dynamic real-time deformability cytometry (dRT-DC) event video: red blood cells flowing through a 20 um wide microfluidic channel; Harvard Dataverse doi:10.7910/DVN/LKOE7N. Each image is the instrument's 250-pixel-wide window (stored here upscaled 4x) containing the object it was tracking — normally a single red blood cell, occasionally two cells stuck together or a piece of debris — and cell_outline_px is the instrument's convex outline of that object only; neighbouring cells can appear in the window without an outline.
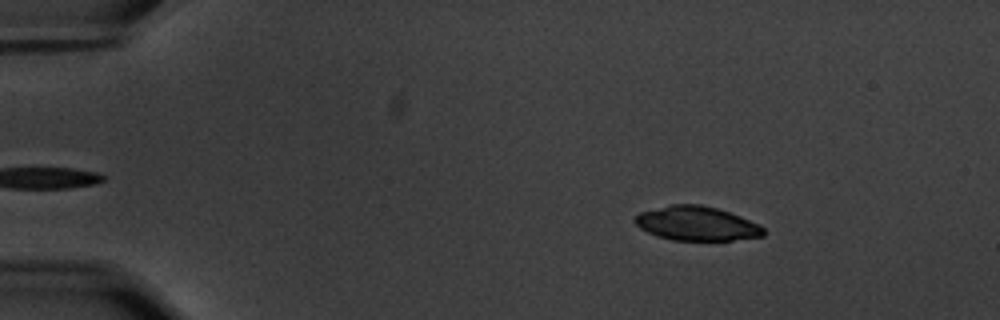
{"species": "common noctule bat (a hibernating species)", "species_latin": "Nyctalus noctula", "temperature_condition": "warm", "stored_images_in_passage": 52, "camera_frame_rate_fps": 3000, "um_per_image_px": 0.085, "animal": {"sex": "male", "body_mass_g": 20.1, "forearm_length_mm": 53.5}, "frame": {"image": 1, "passage_image": 3, "time_ms": 0.667, "image_size_px": [1000, 320], "cell_outline_px": [[768, 232], [764, 236], [732, 240], [672, 240], [656, 236], [640, 228], [632, 220], [640, 212], [672, 204], [700, 204], [716, 208], [740, 216], [764, 228]], "centroid_in_image_um": [59.21, 19.0], "position_along_channel_um": 25.8, "area_um2": 25.55}}
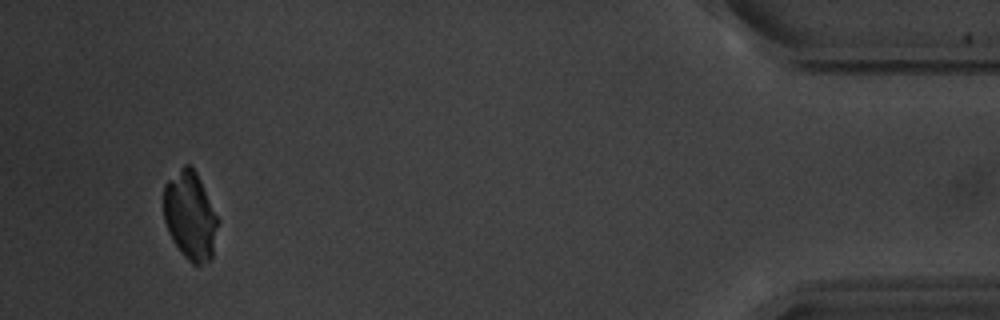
{"frame": {"image": 2, "passage_image": 49, "time_ms": 16.0, "image_size_px": [1000, 320], "cell_outline_px": [[220, 220], [212, 260], [196, 268], [180, 252], [172, 240], [168, 232], [164, 220], [164, 184], [184, 164], [188, 164], [196, 172]], "centroid_in_image_um": [16.19, 18.4], "position_along_channel_um": 419.0, "area_um2": 28.44}}